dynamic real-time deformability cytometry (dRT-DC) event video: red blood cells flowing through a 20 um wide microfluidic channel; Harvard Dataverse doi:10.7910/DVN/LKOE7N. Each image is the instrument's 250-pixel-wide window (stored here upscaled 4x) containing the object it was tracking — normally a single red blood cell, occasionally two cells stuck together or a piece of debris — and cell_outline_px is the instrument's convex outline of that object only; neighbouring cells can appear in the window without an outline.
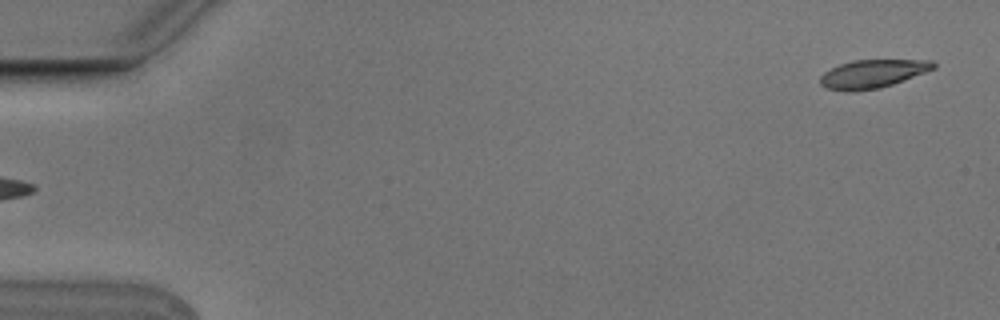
{"species": "Egyptian fruit bat (a non-hibernating species)", "species_latin": "Rousettus aegyptiacus", "temperature_condition": "cold", "stored_images_in_passage": 5, "camera_frame_rate_fps": 3000, "um_per_image_px": 0.085, "animal": {"sex": "male"}, "frame": {"image": 1, "passage_image": 5, "time_ms": 1.333, "image_size_px": [1000, 320], "cell_outline_px": [[936, 68], [892, 84], [880, 88], [852, 92], [848, 92], [824, 88], [820, 84], [820, 76], [824, 72], [840, 64], [852, 60], [932, 60], [936, 64]], "centroid_in_image_um": [74.14, 6.28], "position_along_channel_um": 10.9, "area_um2": 18.73}}